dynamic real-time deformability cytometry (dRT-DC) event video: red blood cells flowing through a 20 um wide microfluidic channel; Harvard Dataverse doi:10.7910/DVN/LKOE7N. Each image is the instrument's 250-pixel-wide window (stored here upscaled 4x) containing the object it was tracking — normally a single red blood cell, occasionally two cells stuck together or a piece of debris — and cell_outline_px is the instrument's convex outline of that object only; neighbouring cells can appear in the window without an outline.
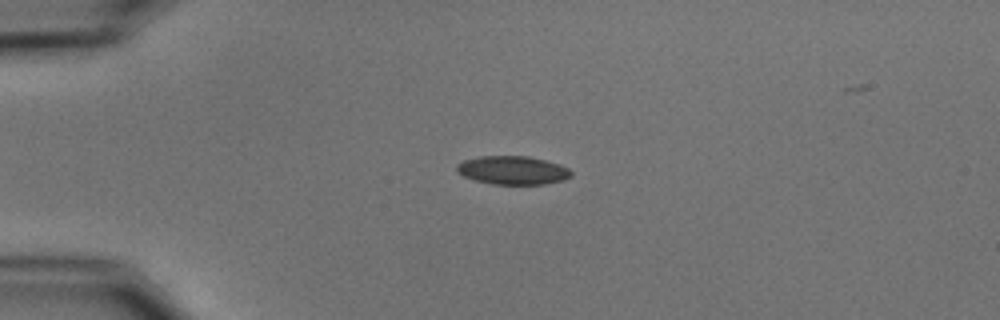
{"species": "common noctule bat (a hibernating species)", "species_latin": "Nyctalus noctula", "temperature_condition": "cold", "stored_images_in_passage": 5, "camera_frame_rate_fps": 3000, "um_per_image_px": 0.085, "animal": {"sex": "male", "body_mass_g": 15.6}, "frame": {"image": 1, "passage_image": 3, "time_ms": 2.333, "image_size_px": [1000, 320], "cell_outline_px": [[572, 176], [564, 180], [544, 184], [492, 184], [476, 180], [464, 176], [456, 172], [456, 164], [464, 160], [480, 156], [528, 156], [560, 164], [568, 168], [572, 172]], "centroid_in_image_um": [43.58, 14.47], "position_along_channel_um": 41.4, "area_um2": 19.02}}